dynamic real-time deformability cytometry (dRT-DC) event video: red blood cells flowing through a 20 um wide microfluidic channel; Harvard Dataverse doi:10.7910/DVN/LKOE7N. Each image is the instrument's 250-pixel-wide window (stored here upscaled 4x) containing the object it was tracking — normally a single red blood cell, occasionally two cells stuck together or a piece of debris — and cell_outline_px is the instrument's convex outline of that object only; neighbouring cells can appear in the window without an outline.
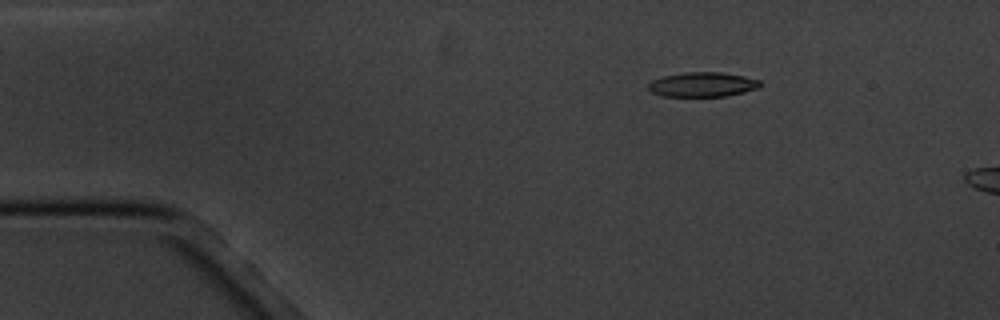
{"species": "common noctule bat (a hibernating species)", "species_latin": "Nyctalus noctula", "temperature_condition": "cold", "stored_images_in_passage": 4, "camera_frame_rate_fps": 3000, "um_per_image_px": 0.085, "animal": {"sex": "male", "body_mass_g": 20.1, "forearm_length_mm": 53.5}, "frame": {"image": 1, "passage_image": 2, "time_ms": 1.0, "image_size_px": [1000, 320], "cell_outline_px": [[764, 84], [760, 88], [728, 96], [664, 96], [652, 92], [648, 88], [648, 84], [652, 80], [664, 76], [684, 72], [720, 72], [744, 76], [760, 80]], "centroid_in_image_um": [59.77, 7.18], "position_along_channel_um": 25.2, "area_um2": 16.13}}